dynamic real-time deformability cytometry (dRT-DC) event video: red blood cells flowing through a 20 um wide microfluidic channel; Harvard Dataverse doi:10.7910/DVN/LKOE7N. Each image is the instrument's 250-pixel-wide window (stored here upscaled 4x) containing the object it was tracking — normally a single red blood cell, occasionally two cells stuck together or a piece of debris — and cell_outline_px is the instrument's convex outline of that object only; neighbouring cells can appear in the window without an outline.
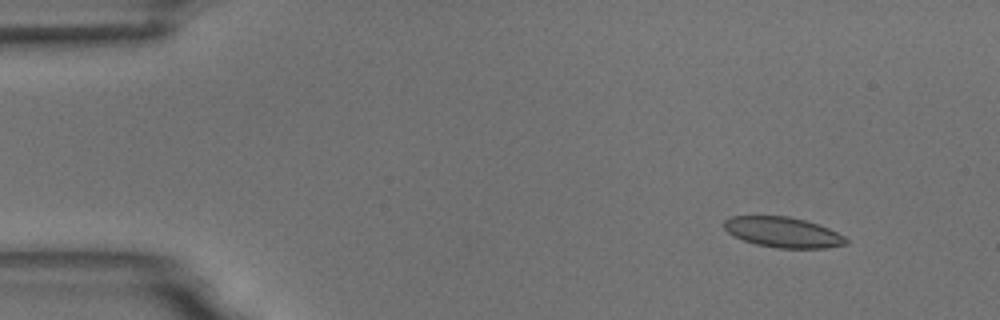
{"species": "common noctule bat (a hibernating species)", "species_latin": "Nyctalus noctula", "temperature_condition": "room temperature", "stored_images_in_passage": 5, "camera_frame_rate_fps": 3000, "um_per_image_px": 0.085, "animal": {"sex": "male", "body_mass_g": 18.8}, "frame": {"image": 1, "passage_image": 1, "time_ms": 0.0, "image_size_px": [1000, 320], "cell_outline_px": [[848, 244], [828, 248], [776, 248], [756, 244], [744, 240], [728, 232], [724, 228], [724, 220], [732, 216], [788, 216], [804, 220], [828, 228], [844, 236], [848, 240]], "centroid_in_image_um": [66.57, 19.75], "position_along_channel_um": 18.4, "area_um2": 21.44}}
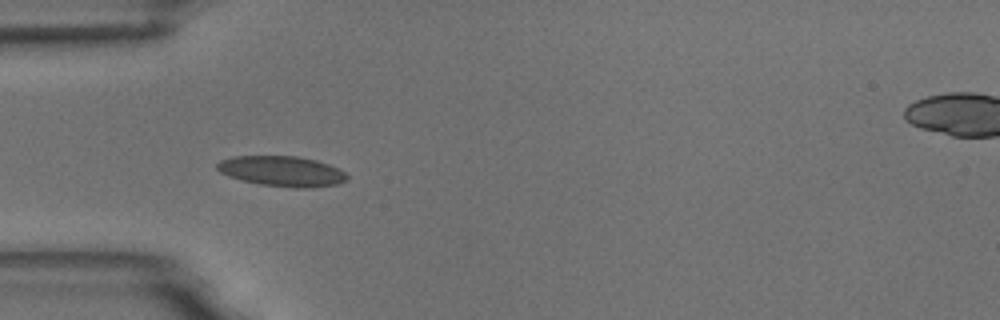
{"frame": {"image": 2, "passage_image": 4, "time_ms": 3.667, "image_size_px": [1000, 320], "cell_outline_px": [[348, 180], [336, 184], [312, 188], [296, 188], [260, 184], [228, 176], [220, 172], [216, 168], [216, 164], [220, 160], [232, 156], [296, 156], [316, 160], [328, 164], [344, 172], [348, 176]], "centroid_in_image_um": [23.96, 14.55], "position_along_channel_um": 61.0, "area_um2": 22.89}}